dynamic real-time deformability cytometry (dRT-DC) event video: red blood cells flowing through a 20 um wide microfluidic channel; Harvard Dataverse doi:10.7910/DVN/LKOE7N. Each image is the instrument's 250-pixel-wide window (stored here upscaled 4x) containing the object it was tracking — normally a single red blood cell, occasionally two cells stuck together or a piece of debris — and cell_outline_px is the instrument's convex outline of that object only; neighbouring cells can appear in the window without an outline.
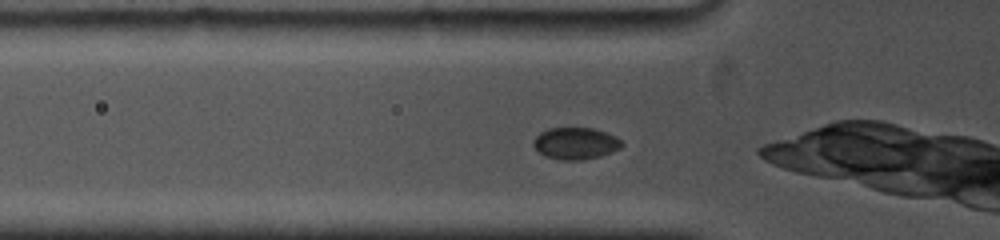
{"species": "common noctule bat (a hibernating species)", "species_latin": "Nyctalus noctula", "temperature_condition": "cold", "stored_images_in_passage": 33, "camera_frame_rate_fps": 5000, "um_per_image_px": 0.085, "animal": {"sex": "female", "body_mass_g": 19.0, "forearm_length_mm": 53.3}, "frame": {"image": 1, "passage_image": 3, "time_ms": 0.6, "image_size_px": [1000, 240], "cell_outline_px": [[624, 144], [620, 148], [612, 152], [600, 156], [584, 160], [560, 160], [544, 156], [532, 144], [532, 140], [540, 132], [548, 128], [592, 128], [616, 136]], "centroid_in_image_um": [48.91, 12.19], "position_along_channel_um": 76.9, "area_um2": 16.47}}
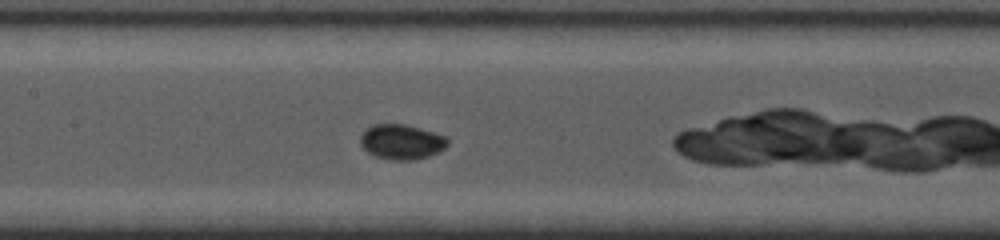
{"frame": {"image": 2, "passage_image": 10, "time_ms": 3.2, "image_size_px": [1000, 240], "cell_outline_px": [[448, 144], [440, 152], [416, 160], [392, 160], [376, 156], [368, 152], [360, 144], [360, 136], [372, 124], [404, 124], [420, 128], [448, 136]], "centroid_in_image_um": [34.16, 12.06], "position_along_channel_um": 173.2, "area_um2": 17.86}}
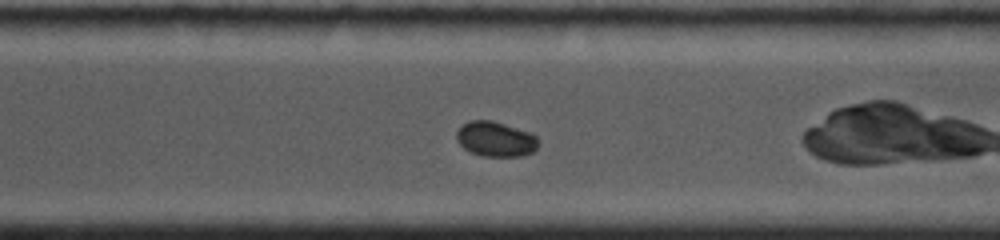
{"frame": {"image": 3, "passage_image": 21, "time_ms": 7.4, "image_size_px": [1000, 240], "cell_outline_px": [[536, 148], [532, 152], [520, 156], [484, 156], [472, 152], [464, 148], [456, 140], [456, 132], [468, 120], [492, 120], [532, 132], [536, 136]], "centroid_in_image_um": [42.11, 11.8], "position_along_channel_um": 328.5, "area_um2": 16.59}, "authors_computed_cell_mechanics": {"area_um2": 16.9354, "velocity_mm_per_s": 3.697, "shape_relaxation_time_tau1_ms": 1.8425, "shape_relaxation_time_tau2_ms": null, "deformation_change_tau1": 0.0378, "deformation_change_tau2": null}}